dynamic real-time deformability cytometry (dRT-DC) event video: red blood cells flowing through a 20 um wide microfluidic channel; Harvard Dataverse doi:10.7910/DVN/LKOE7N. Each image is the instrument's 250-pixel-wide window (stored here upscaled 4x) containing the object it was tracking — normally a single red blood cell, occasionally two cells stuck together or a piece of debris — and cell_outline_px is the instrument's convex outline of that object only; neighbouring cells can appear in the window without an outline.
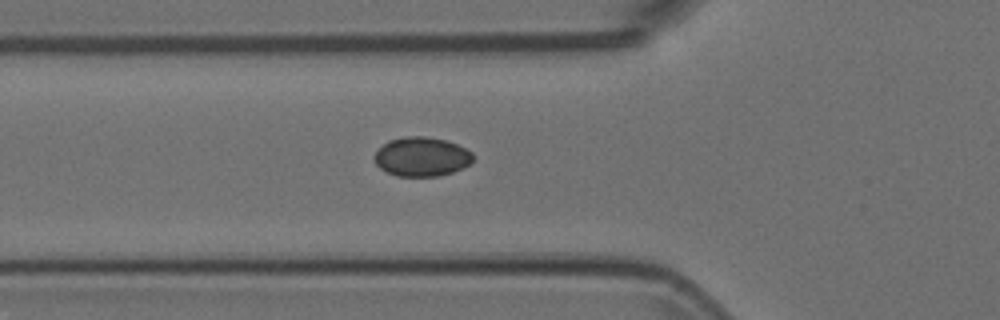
{"species": "Egyptian fruit bat (a non-hibernating species)", "species_latin": "Rousettus aegyptiacus", "temperature_condition": "room temperature", "stored_images_in_passage": 33, "camera_frame_rate_fps": 3000, "um_per_image_px": 0.085, "animal": {"sex": "female"}, "frame": {"image": 1, "passage_image": 4, "time_ms": 1.0, "image_size_px": [1000, 320], "cell_outline_px": [[472, 160], [468, 164], [452, 172], [440, 176], [396, 176], [380, 168], [376, 164], [376, 152], [388, 140], [408, 136], [424, 136], [444, 140], [456, 144], [472, 152]], "centroid_in_image_um": [35.83, 13.32], "position_along_channel_um": 90.0, "area_um2": 22.14}}
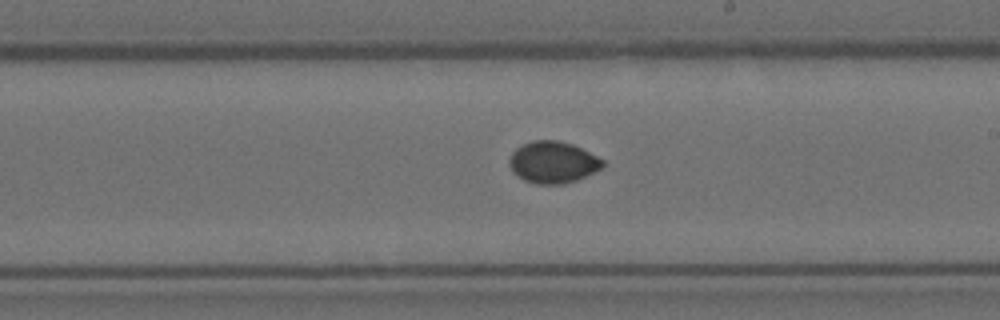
{"frame": {"image": 2, "passage_image": 16, "time_ms": 5.0, "image_size_px": [1000, 320], "cell_outline_px": [[604, 164], [600, 168], [576, 180], [564, 184], [536, 184], [524, 180], [512, 172], [508, 164], [508, 160], [512, 152], [516, 148], [532, 140], [556, 140], [572, 144], [604, 160]], "centroid_in_image_um": [46.94, 13.79], "position_along_channel_um": 242.1, "area_um2": 22.54}}
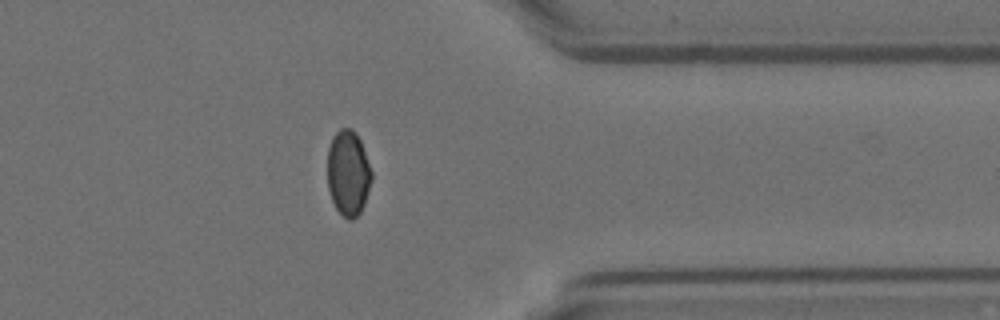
{"frame": {"image": 3, "passage_image": 28, "time_ms": 9.0, "image_size_px": [1000, 320], "cell_outline_px": [[372, 180], [364, 204], [360, 212], [352, 220], [348, 220], [336, 208], [332, 200], [328, 188], [328, 148], [332, 136], [340, 128], [352, 128], [356, 132], [360, 140], [372, 172]], "centroid_in_image_um": [29.59, 14.69], "position_along_channel_um": 381.8, "area_um2": 21.96}}